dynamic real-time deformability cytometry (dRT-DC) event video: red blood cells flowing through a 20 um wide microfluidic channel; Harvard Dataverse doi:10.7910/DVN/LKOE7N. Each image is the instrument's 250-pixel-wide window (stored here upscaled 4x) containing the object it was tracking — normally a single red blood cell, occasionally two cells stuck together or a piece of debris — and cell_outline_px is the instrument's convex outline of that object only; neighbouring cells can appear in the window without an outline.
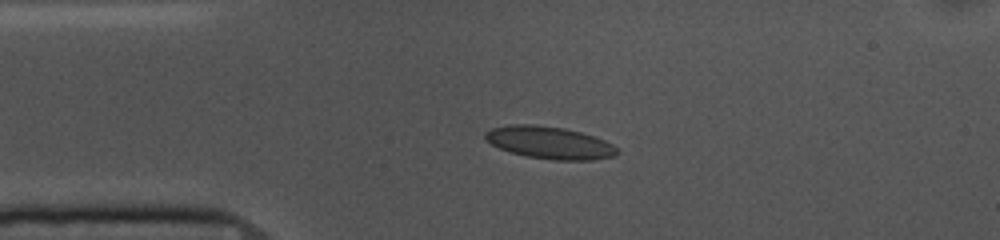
{"species": "common noctule bat (a hibernating species)", "species_latin": "Nyctalus noctula", "temperature_condition": "cold", "stored_images_in_passage": 43, "camera_frame_rate_fps": 3000, "um_per_image_px": 0.085, "animal": {"sex": "female", "body_mass_g": 10.0, "forearm_length_mm": 53.1}, "frame": {"image": 1, "passage_image": 1, "time_ms": 0.0, "image_size_px": [1000, 240], "cell_outline_px": [[620, 152], [616, 156], [592, 160], [552, 160], [528, 156], [512, 152], [500, 148], [492, 144], [484, 136], [484, 132], [492, 128], [508, 124], [532, 124], [564, 128], [596, 136], [612, 144]], "centroid_in_image_um": [46.74, 12.12], "position_along_channel_um": 38.3, "area_um2": 24.85}}
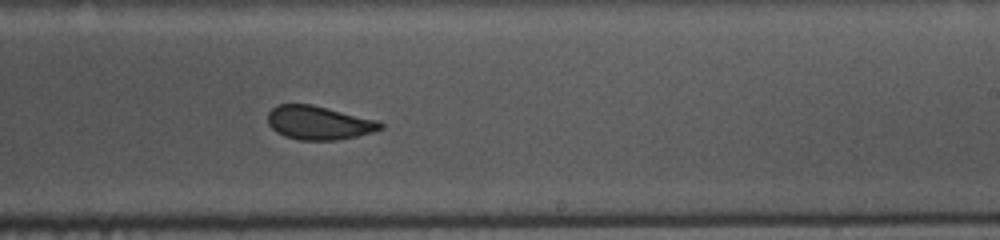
{"frame": {"image": 2, "passage_image": 21, "time_ms": 6.667, "image_size_px": [1000, 240], "cell_outline_px": [[384, 128], [372, 132], [356, 136], [336, 140], [300, 140], [284, 136], [276, 132], [268, 124], [268, 112], [276, 104], [312, 104], [380, 120], [384, 124]], "centroid_in_image_um": [27.12, 10.42], "position_along_channel_um": 261.9, "area_um2": 22.37}}
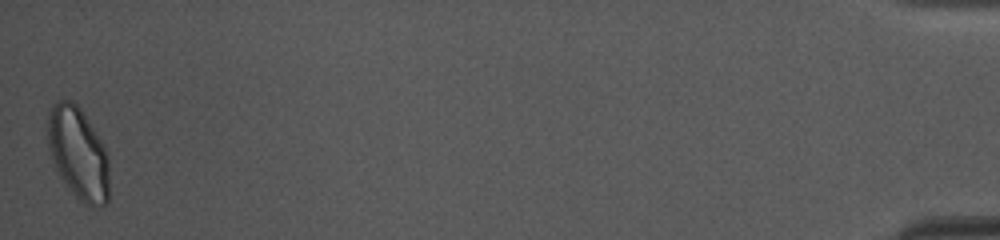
{"frame": {"image": 3, "passage_image": 43, "time_ms": 14.0, "image_size_px": [1000, 240], "cell_outline_px": [[108, 200], [104, 204], [92, 208], [84, 204], [76, 196], [64, 180], [56, 168], [52, 160], [48, 148], [48, 112], [52, 104], [60, 100], [72, 100], [80, 108], [100, 140], [108, 156]], "centroid_in_image_um": [6.64, 13.02], "position_along_channel_um": 428.6, "area_um2": 32.54}, "authors_computed_cell_mechanics": {"area_um2": 23.4668, "velocity_mm_per_s": 3.646, "shape_relaxation_time_tau1_ms": 5.3128, "shape_relaxation_time_tau2_ms": 0.7379, "deformation_change_tau1": 0.0968, "deformation_change_tau2": 0.0811}}